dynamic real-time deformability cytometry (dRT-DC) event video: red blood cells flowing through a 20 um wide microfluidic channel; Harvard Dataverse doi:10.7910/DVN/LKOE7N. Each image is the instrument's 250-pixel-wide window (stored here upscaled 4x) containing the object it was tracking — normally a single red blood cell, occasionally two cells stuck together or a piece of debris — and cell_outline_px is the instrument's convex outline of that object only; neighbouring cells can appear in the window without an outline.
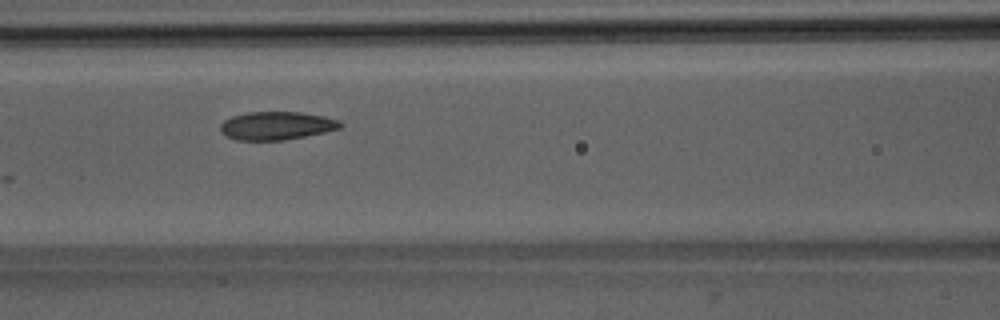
{"species": "Egyptian fruit bat (a non-hibernating species)", "species_latin": "Rousettus aegyptiacus", "temperature_condition": "room temperature", "stored_images_in_passage": 7, "camera_frame_rate_fps": 3000, "um_per_image_px": 0.085, "animal": {"sex": "male"}, "frame": {"image": 1, "passage_image": 4, "time_ms": 3.667, "image_size_px": [1000, 320], "cell_outline_px": [[344, 124], [340, 128], [324, 132], [284, 140], [236, 140], [220, 132], [220, 124], [224, 120], [232, 116], [248, 112], [300, 112], [324, 116], [340, 120]], "centroid_in_image_um": [23.51, 10.68], "position_along_channel_um": 143.1, "area_um2": 19.71}}